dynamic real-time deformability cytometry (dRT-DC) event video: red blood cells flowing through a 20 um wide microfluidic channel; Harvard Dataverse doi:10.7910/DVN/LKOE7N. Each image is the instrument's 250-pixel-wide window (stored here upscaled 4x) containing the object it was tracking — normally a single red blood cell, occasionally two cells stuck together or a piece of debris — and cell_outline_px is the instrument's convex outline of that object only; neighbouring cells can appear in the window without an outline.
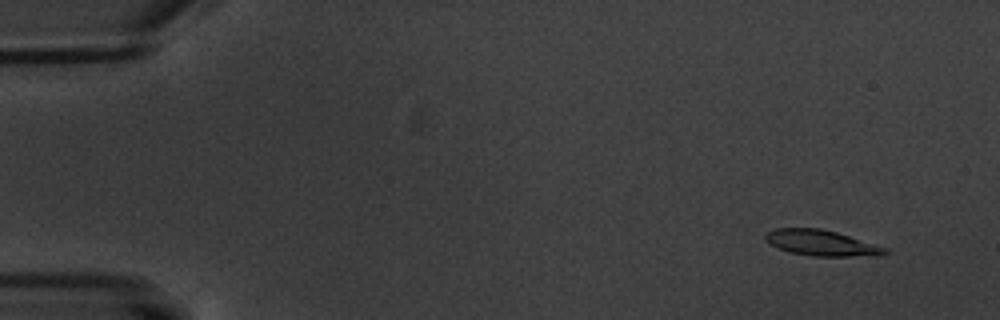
{"species": "common noctule bat (a hibernating species)", "species_latin": "Nyctalus noctula", "temperature_condition": "warm", "stored_images_in_passage": 6, "camera_frame_rate_fps": 3000, "um_per_image_px": 0.085, "animal": {"sex": "male", "body_mass_g": 20.1, "forearm_length_mm": 53.5}, "frame": {"image": 1, "passage_image": 2, "time_ms": 1.333, "image_size_px": [1000, 320], "cell_outline_px": [[892, 252], [884, 256], [812, 256], [788, 252], [772, 244], [764, 236], [768, 232], [776, 228], [820, 228], [836, 232], [888, 248]], "centroid_in_image_um": [69.92, 20.67], "position_along_channel_um": 15.1, "area_um2": 17.92}}
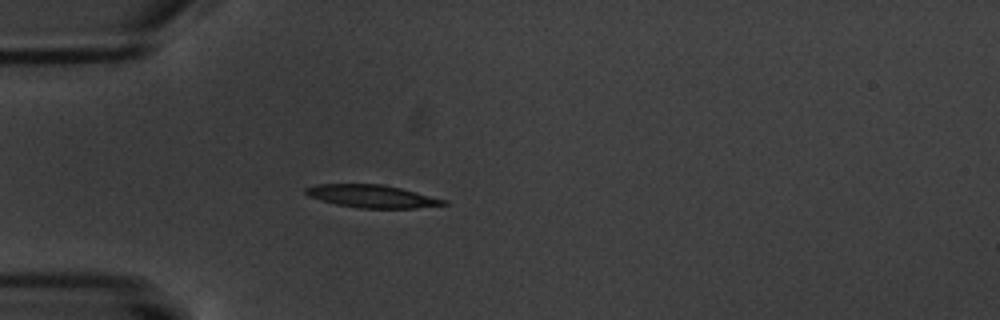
{"frame": {"image": 2, "passage_image": 6, "time_ms": 5.667, "image_size_px": [1000, 320], "cell_outline_px": [[448, 204], [416, 208], [360, 208], [336, 204], [320, 200], [308, 196], [304, 192], [304, 188], [316, 184], [384, 184], [448, 200]], "centroid_in_image_um": [31.6, 16.68], "position_along_channel_um": 53.4, "area_um2": 18.32}}